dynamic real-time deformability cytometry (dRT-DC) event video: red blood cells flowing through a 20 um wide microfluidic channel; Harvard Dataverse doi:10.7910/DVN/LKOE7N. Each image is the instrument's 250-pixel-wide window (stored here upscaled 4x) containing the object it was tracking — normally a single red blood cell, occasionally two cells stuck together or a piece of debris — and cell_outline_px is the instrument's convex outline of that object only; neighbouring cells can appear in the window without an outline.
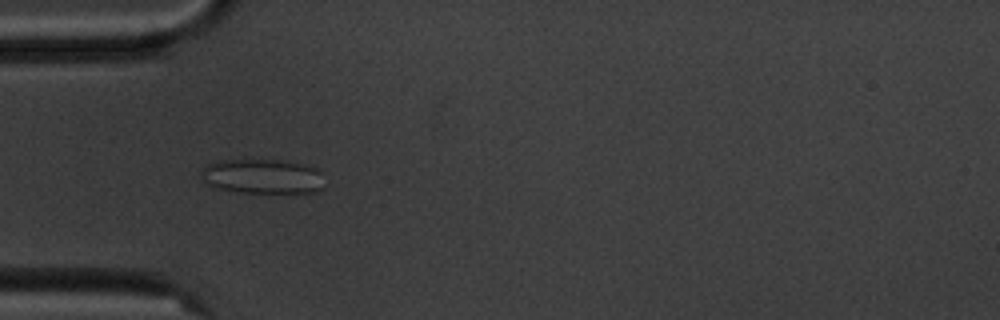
{"species": "common noctule bat (a hibernating species)", "species_latin": "Nyctalus noctula", "temperature_condition": "cold", "stored_images_in_passage": 4, "camera_frame_rate_fps": 3000, "um_per_image_px": 0.085, "animal": {"sex": "male", "body_mass_g": 20.1, "forearm_length_mm": 53.5}, "frame": {"image": 1, "passage_image": 3, "time_ms": 3.333, "image_size_px": [1000, 320], "cell_outline_px": [[320, 188], [316, 192], [240, 192], [216, 188], [208, 184], [200, 176], [200, 172], [208, 164], [216, 160], [276, 160], [300, 164], [316, 168], [320, 172]], "centroid_in_image_um": [22.22, 14.98], "position_along_channel_um": 62.8, "area_um2": 24.39}}
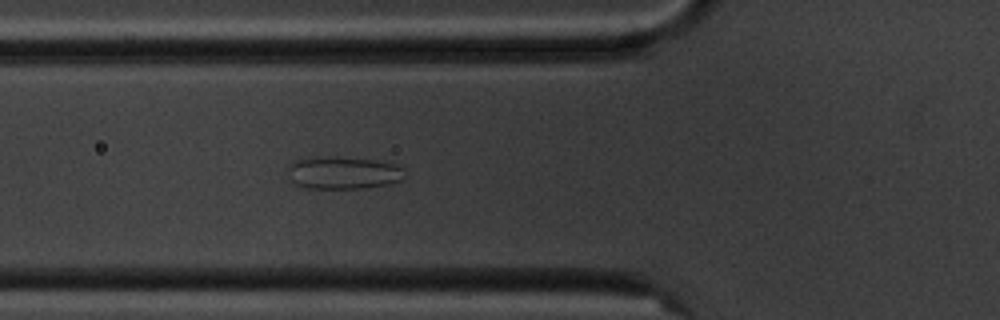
{"frame": {"image": 2, "passage_image": 4, "time_ms": 4.333, "image_size_px": [1000, 320], "cell_outline_px": [[404, 168], [400, 180], [388, 184], [368, 188], [308, 188], [296, 184], [288, 176], [288, 164], [292, 160], [312, 156], [336, 156], [376, 160], [392, 164]], "centroid_in_image_um": [29.09, 14.66], "position_along_channel_um": 96.7, "area_um2": 22.37}}